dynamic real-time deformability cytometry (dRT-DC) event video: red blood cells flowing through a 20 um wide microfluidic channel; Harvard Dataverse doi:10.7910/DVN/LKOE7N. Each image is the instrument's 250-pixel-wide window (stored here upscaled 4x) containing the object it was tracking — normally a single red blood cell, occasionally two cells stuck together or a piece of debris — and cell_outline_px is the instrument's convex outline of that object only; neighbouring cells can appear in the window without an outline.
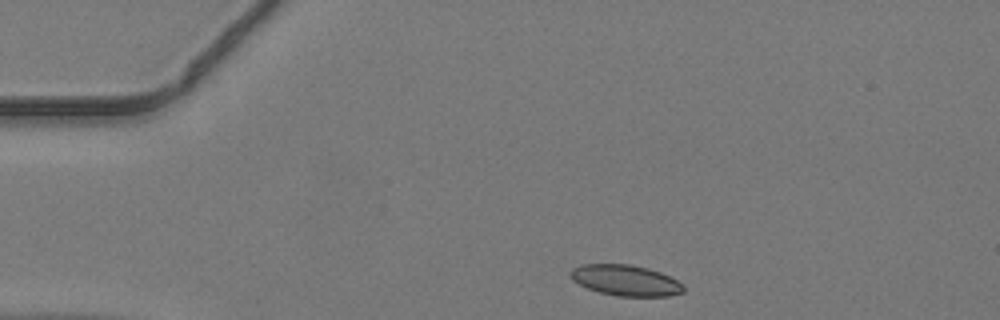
{"species": "common noctule bat (a hibernating species)", "species_latin": "Nyctalus noctula", "temperature_condition": "warm", "stored_images_in_passage": 39, "camera_frame_rate_fps": 3000, "um_per_image_px": 0.085, "animal": {"sex": "male", "body_mass_g": 19.2, "forearm_length_mm": 51.8}, "frame": {"image": 1, "passage_image": 1, "time_ms": 0.0, "image_size_px": [1000, 320], "cell_outline_px": [[684, 292], [668, 296], [620, 296], [600, 292], [588, 288], [572, 280], [568, 272], [572, 268], [580, 264], [632, 264], [648, 268], [660, 272], [684, 284]], "centroid_in_image_um": [53.16, 23.81], "position_along_channel_um": 31.8, "area_um2": 20.35}}
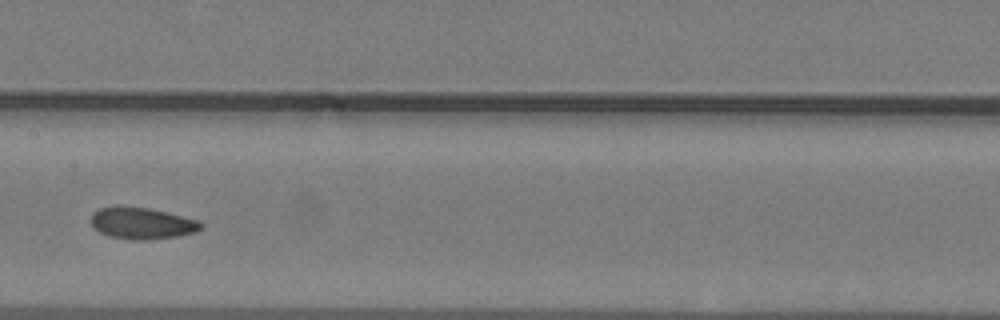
{"frame": {"image": 2, "passage_image": 16, "time_ms": 5.0, "image_size_px": [1000, 320], "cell_outline_px": [[204, 228], [196, 232], [180, 236], [144, 240], [132, 240], [108, 236], [100, 232], [92, 224], [92, 212], [100, 208], [148, 208], [200, 220], [204, 224]], "centroid_in_image_um": [12.15, 19.01], "position_along_channel_um": 195.2, "area_um2": 19.94}}
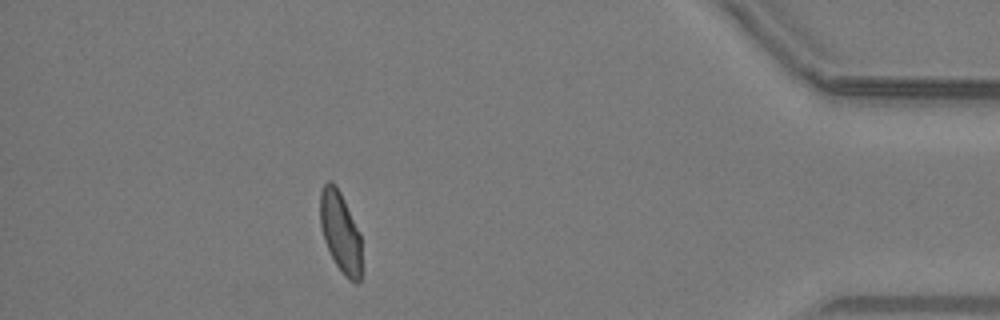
{"frame": {"image": 3, "passage_image": 34, "time_ms": 11.0, "image_size_px": [1000, 320], "cell_outline_px": [[360, 280], [356, 284], [348, 280], [344, 276], [336, 264], [324, 240], [320, 224], [320, 192], [324, 184], [328, 180], [332, 180], [336, 184], [360, 232]], "centroid_in_image_um": [28.92, 19.7], "position_along_channel_um": 406.3, "area_um2": 19.42}}